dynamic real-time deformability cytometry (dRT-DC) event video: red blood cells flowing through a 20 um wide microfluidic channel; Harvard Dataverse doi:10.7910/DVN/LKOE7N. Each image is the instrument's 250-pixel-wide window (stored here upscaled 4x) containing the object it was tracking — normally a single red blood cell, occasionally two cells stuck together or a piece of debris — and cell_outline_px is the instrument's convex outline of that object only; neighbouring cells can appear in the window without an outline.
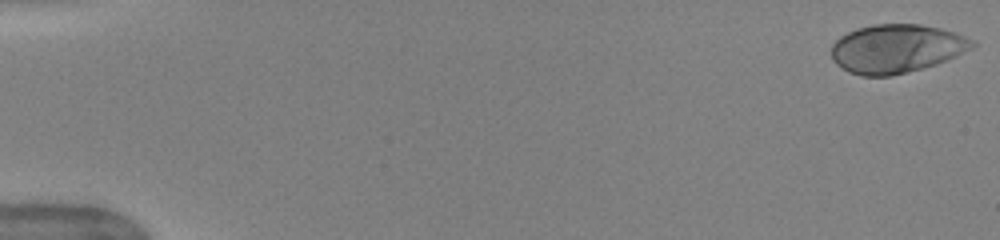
{"species": "human", "species_latin": "Homo sapiens", "temperature_condition": "warm", "stored_images_in_passage": 51, "camera_frame_rate_fps": 3000, "um_per_image_px": 0.085, "donor": {"sex": "female"}, "frame": {"image": 1, "passage_image": 1, "time_ms": 0.0, "image_size_px": [1000, 240], "cell_outline_px": [[976, 44], [972, 48], [956, 56], [936, 64], [892, 76], [860, 76], [848, 72], [836, 64], [832, 60], [832, 44], [840, 36], [848, 32], [860, 28], [876, 24], [920, 24], [940, 28], [976, 40]], "centroid_in_image_um": [76.19, 4.14], "position_along_channel_um": 8.8, "area_um2": 39.82}}
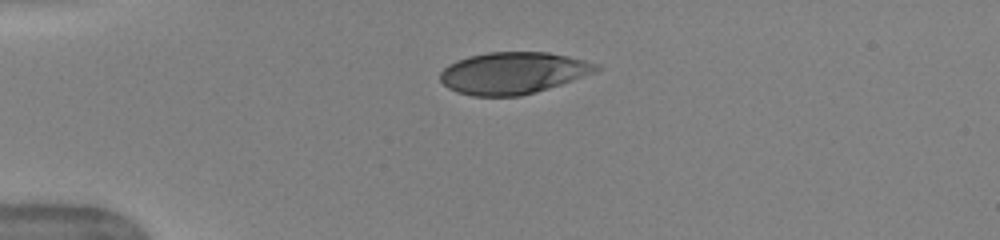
{"frame": {"image": 2, "passage_image": 13, "time_ms": 4.0, "image_size_px": [1000, 240], "cell_outline_px": [[600, 68], [592, 72], [572, 80], [536, 92], [520, 96], [472, 96], [456, 92], [448, 88], [440, 80], [440, 72], [448, 64], [456, 60], [468, 56], [488, 52], [548, 52], [568, 56], [600, 64]], "centroid_in_image_um": [43.56, 6.2], "position_along_channel_um": 41.4, "area_um2": 37.92}}
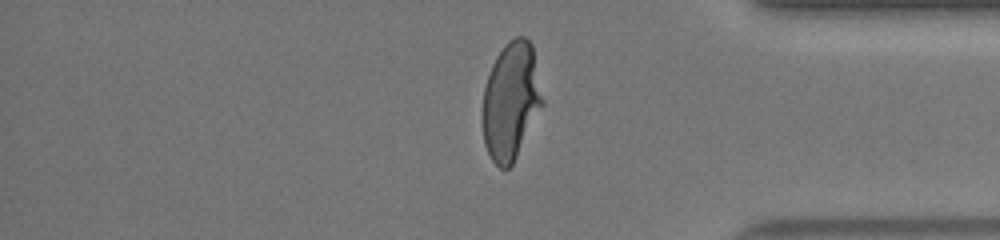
{"frame": {"image": 3, "passage_image": 43, "time_ms": 14.0, "image_size_px": [1000, 240], "cell_outline_px": [[544, 104], [512, 164], [508, 168], [500, 168], [492, 160], [484, 144], [484, 88], [492, 64], [496, 56], [504, 44], [508, 40], [516, 36], [524, 36], [532, 44], [544, 100]], "centroid_in_image_um": [43.46, 8.54], "position_along_channel_um": 391.7, "area_um2": 40.69}, "authors_computed_cell_mechanics": {"area_um2": 40.6334, "velocity_mm_per_s": 3.9913, "shape_relaxation_time_tau1_ms": 4.3414, "shape_relaxation_time_tau2_ms": null, "deformation_change_tau1": 0.2175, "deformation_change_tau2": null}}